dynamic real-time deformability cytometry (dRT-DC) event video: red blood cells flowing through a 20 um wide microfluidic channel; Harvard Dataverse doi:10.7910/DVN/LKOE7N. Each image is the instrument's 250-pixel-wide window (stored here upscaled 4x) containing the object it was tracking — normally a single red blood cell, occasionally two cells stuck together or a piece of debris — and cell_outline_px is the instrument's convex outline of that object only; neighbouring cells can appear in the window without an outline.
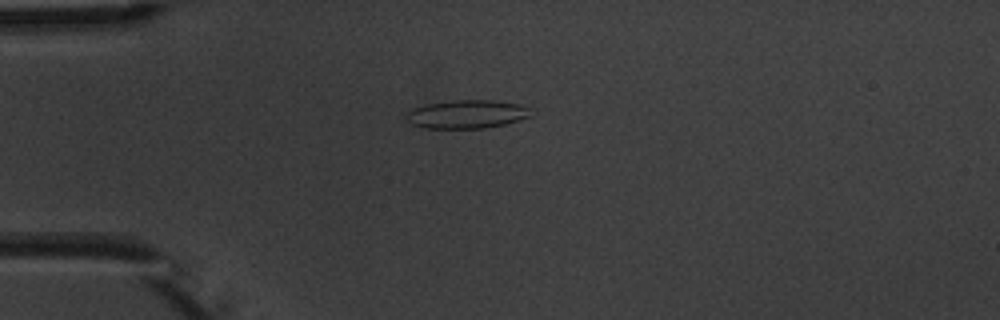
{"species": "common noctule bat (a hibernating species)", "species_latin": "Nyctalus noctula", "temperature_condition": "warm", "stored_images_in_passage": 4, "camera_frame_rate_fps": 3000, "um_per_image_px": 0.085, "animal": {"sex": "male", "body_mass_g": 20.1, "forearm_length_mm": 53.5}, "frame": {"image": 1, "passage_image": 2, "time_ms": 1.333, "image_size_px": [1000, 320], "cell_outline_px": [[536, 112], [528, 116], [504, 124], [484, 128], [424, 128], [408, 124], [404, 120], [404, 116], [412, 108], [424, 104], [452, 100], [496, 100], [516, 104], [532, 108]], "centroid_in_image_um": [39.61, 9.7], "position_along_channel_um": 45.4, "area_um2": 20.92}}